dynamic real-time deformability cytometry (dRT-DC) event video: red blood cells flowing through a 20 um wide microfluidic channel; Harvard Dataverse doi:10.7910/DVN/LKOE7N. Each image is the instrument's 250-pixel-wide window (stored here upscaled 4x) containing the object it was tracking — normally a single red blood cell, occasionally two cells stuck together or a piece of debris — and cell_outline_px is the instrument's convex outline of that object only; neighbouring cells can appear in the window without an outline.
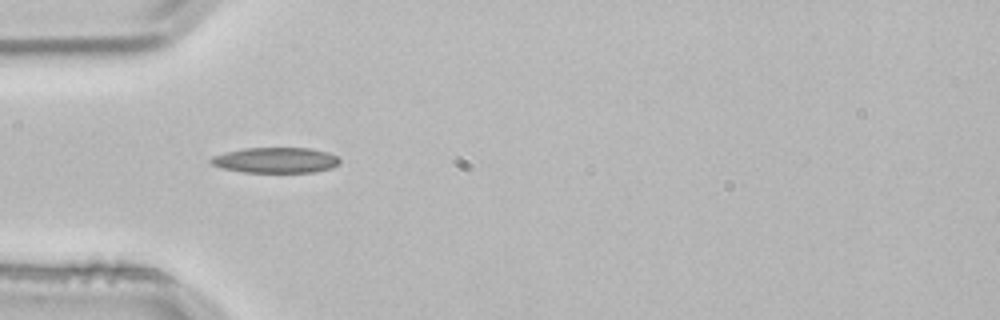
{"species": "common noctule bat (a hibernating species)", "species_latin": "Nyctalus noctula", "temperature_condition": "room temperature", "stored_images_in_passage": 2, "camera_frame_rate_fps": 3000, "um_per_image_px": 0.085, "animal": {"sex": "male", "body_mass_g": 21.5, "forearm_length_mm": 52.0}, "frame": {"image": 1, "passage_image": 2, "time_ms": 0.333, "image_size_px": [1000, 320], "cell_outline_px": [[340, 164], [332, 168], [312, 172], [244, 172], [224, 168], [212, 164], [208, 160], [212, 156], [224, 152], [244, 148], [308, 148], [328, 152], [340, 156]], "centroid_in_image_um": [23.46, 13.61], "position_along_channel_um": 61.5, "area_um2": 19.25}}